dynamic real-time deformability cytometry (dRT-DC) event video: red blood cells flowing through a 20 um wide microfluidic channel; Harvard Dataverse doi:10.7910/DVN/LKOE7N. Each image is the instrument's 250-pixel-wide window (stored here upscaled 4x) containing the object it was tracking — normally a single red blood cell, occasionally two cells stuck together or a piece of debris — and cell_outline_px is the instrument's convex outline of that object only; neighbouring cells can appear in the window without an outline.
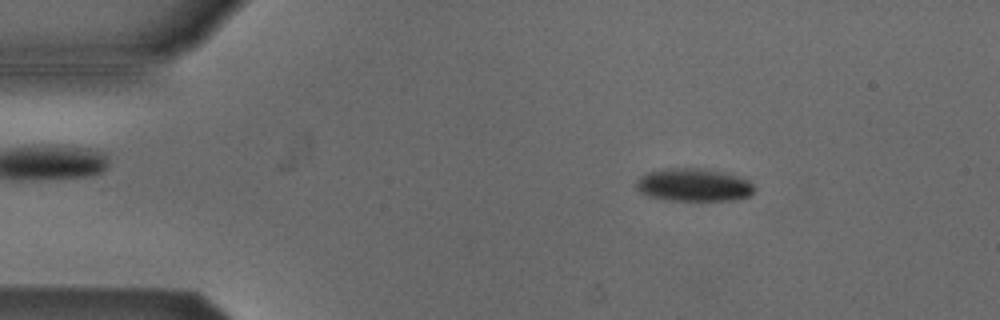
{"species": "Egyptian fruit bat (a non-hibernating species)", "species_latin": "Rousettus aegyptiacus", "temperature_condition": "cold", "stored_images_in_passage": 43, "camera_frame_rate_fps": 3000, "um_per_image_px": 0.085, "animal": {"sex": "male"}, "frame": {"image": 1, "passage_image": 9, "time_ms": 2.667, "image_size_px": [1000, 320], "cell_outline_px": [[756, 192], [752, 196], [736, 200], [664, 200], [648, 196], [640, 192], [636, 188], [636, 180], [640, 176], [648, 172], [668, 168], [696, 168], [720, 172], [736, 176], [748, 180], [756, 188]], "centroid_in_image_um": [58.97, 15.74], "position_along_channel_um": 26.0, "area_um2": 22.72}}
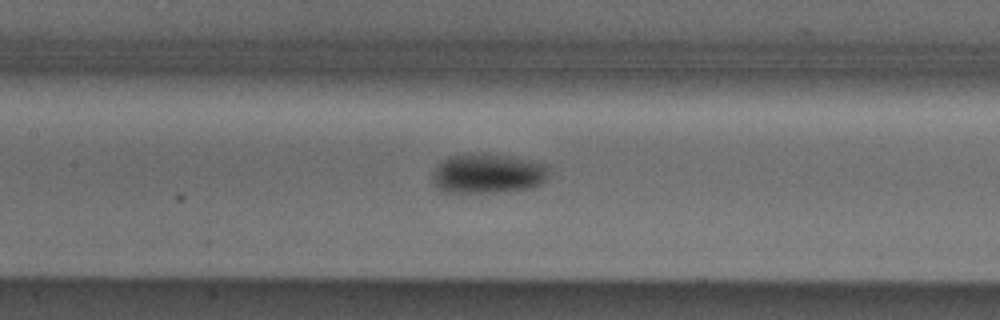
{"frame": {"image": 2, "passage_image": 25, "time_ms": 8.0, "image_size_px": [1000, 320], "cell_outline_px": [[548, 176], [540, 184], [528, 188], [496, 192], [444, 192], [436, 188], [432, 180], [432, 176], [436, 168], [448, 156], [480, 152], [508, 156], [532, 160], [548, 164]], "centroid_in_image_um": [41.46, 14.73], "position_along_channel_um": 165.9, "area_um2": 26.99}}
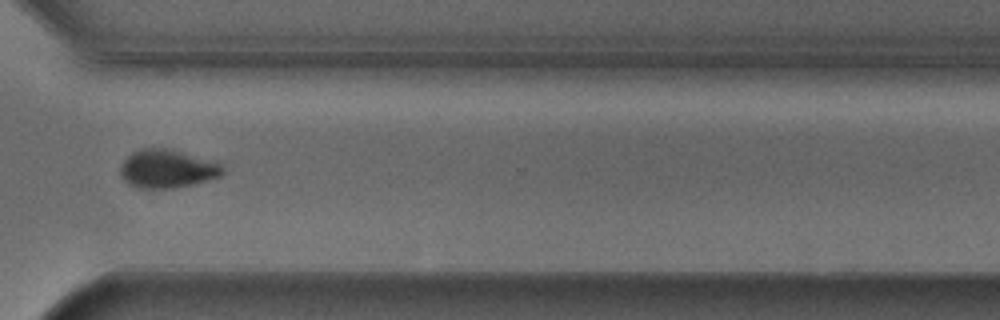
{"frame": {"image": 3, "passage_image": 40, "time_ms": 13.0, "image_size_px": [1000, 320], "cell_outline_px": [[224, 172], [220, 176], [192, 184], [172, 188], [136, 188], [128, 184], [120, 176], [120, 164], [132, 152], [140, 148], [172, 148], [216, 160], [224, 168]], "centroid_in_image_um": [14.22, 14.32], "position_along_channel_um": 356.4, "area_um2": 23.35}, "authors_computed_cell_mechanics": {"area_um2": 24.6228, "velocity_mm_per_s": 3.8159, "shape_relaxation_time_tau1_ms": 3.626, "shape_relaxation_time_tau2_ms": null, "deformation_change_tau1": 0.0881, "deformation_change_tau2": null}}